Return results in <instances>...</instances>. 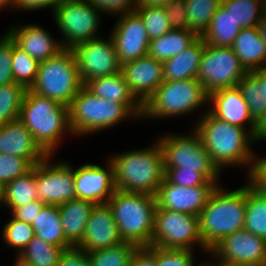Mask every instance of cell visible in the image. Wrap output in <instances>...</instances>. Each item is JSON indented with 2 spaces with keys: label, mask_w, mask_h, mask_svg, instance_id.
Masks as SVG:
<instances>
[{
  "label": "cell",
  "mask_w": 266,
  "mask_h": 266,
  "mask_svg": "<svg viewBox=\"0 0 266 266\" xmlns=\"http://www.w3.org/2000/svg\"><path fill=\"white\" fill-rule=\"evenodd\" d=\"M193 126L204 148L210 154L212 162L220 171L223 167L234 168L242 165L248 166L249 175L255 152L251 145L254 144L253 136L248 130L218 119L208 109L200 114V118L198 117Z\"/></svg>",
  "instance_id": "cell-1"
},
{
  "label": "cell",
  "mask_w": 266,
  "mask_h": 266,
  "mask_svg": "<svg viewBox=\"0 0 266 266\" xmlns=\"http://www.w3.org/2000/svg\"><path fill=\"white\" fill-rule=\"evenodd\" d=\"M108 159L113 165L116 190L155 196L165 179L163 152L158 139L150 147L130 149Z\"/></svg>",
  "instance_id": "cell-2"
},
{
  "label": "cell",
  "mask_w": 266,
  "mask_h": 266,
  "mask_svg": "<svg viewBox=\"0 0 266 266\" xmlns=\"http://www.w3.org/2000/svg\"><path fill=\"white\" fill-rule=\"evenodd\" d=\"M69 109V123L73 136H86L103 132L126 119H141V103H118L97 97L84 86L73 98Z\"/></svg>",
  "instance_id": "cell-3"
},
{
  "label": "cell",
  "mask_w": 266,
  "mask_h": 266,
  "mask_svg": "<svg viewBox=\"0 0 266 266\" xmlns=\"http://www.w3.org/2000/svg\"><path fill=\"white\" fill-rule=\"evenodd\" d=\"M19 120L31 132L35 141L48 154H55L58 143L73 132L69 123L68 106L27 89L22 101Z\"/></svg>",
  "instance_id": "cell-4"
},
{
  "label": "cell",
  "mask_w": 266,
  "mask_h": 266,
  "mask_svg": "<svg viewBox=\"0 0 266 266\" xmlns=\"http://www.w3.org/2000/svg\"><path fill=\"white\" fill-rule=\"evenodd\" d=\"M245 211L246 183L231 191L218 185L199 214L205 247L211 250L228 234L244 229Z\"/></svg>",
  "instance_id": "cell-5"
},
{
  "label": "cell",
  "mask_w": 266,
  "mask_h": 266,
  "mask_svg": "<svg viewBox=\"0 0 266 266\" xmlns=\"http://www.w3.org/2000/svg\"><path fill=\"white\" fill-rule=\"evenodd\" d=\"M107 203L123 242L151 246L157 206L154 195L115 190Z\"/></svg>",
  "instance_id": "cell-6"
},
{
  "label": "cell",
  "mask_w": 266,
  "mask_h": 266,
  "mask_svg": "<svg viewBox=\"0 0 266 266\" xmlns=\"http://www.w3.org/2000/svg\"><path fill=\"white\" fill-rule=\"evenodd\" d=\"M204 105L208 106V95L197 78L164 80L143 105L142 118L183 117L194 111L199 112V108Z\"/></svg>",
  "instance_id": "cell-7"
},
{
  "label": "cell",
  "mask_w": 266,
  "mask_h": 266,
  "mask_svg": "<svg viewBox=\"0 0 266 266\" xmlns=\"http://www.w3.org/2000/svg\"><path fill=\"white\" fill-rule=\"evenodd\" d=\"M83 87L75 53L63 49L56 56L39 62L37 78L30 90L69 106Z\"/></svg>",
  "instance_id": "cell-8"
},
{
  "label": "cell",
  "mask_w": 266,
  "mask_h": 266,
  "mask_svg": "<svg viewBox=\"0 0 266 266\" xmlns=\"http://www.w3.org/2000/svg\"><path fill=\"white\" fill-rule=\"evenodd\" d=\"M164 158V168L193 170L208 181H219L221 171L212 162L199 134L193 129L190 134H164L158 140Z\"/></svg>",
  "instance_id": "cell-9"
},
{
  "label": "cell",
  "mask_w": 266,
  "mask_h": 266,
  "mask_svg": "<svg viewBox=\"0 0 266 266\" xmlns=\"http://www.w3.org/2000/svg\"><path fill=\"white\" fill-rule=\"evenodd\" d=\"M151 245L163 249L193 250L199 246L208 252L200 234L199 216L156 206Z\"/></svg>",
  "instance_id": "cell-10"
},
{
  "label": "cell",
  "mask_w": 266,
  "mask_h": 266,
  "mask_svg": "<svg viewBox=\"0 0 266 266\" xmlns=\"http://www.w3.org/2000/svg\"><path fill=\"white\" fill-rule=\"evenodd\" d=\"M52 14L62 35L59 41L64 49H73L80 43L100 37L102 14L87 0H62Z\"/></svg>",
  "instance_id": "cell-11"
},
{
  "label": "cell",
  "mask_w": 266,
  "mask_h": 266,
  "mask_svg": "<svg viewBox=\"0 0 266 266\" xmlns=\"http://www.w3.org/2000/svg\"><path fill=\"white\" fill-rule=\"evenodd\" d=\"M247 74L232 47L205 45L197 79L208 96L221 89L236 87Z\"/></svg>",
  "instance_id": "cell-12"
},
{
  "label": "cell",
  "mask_w": 266,
  "mask_h": 266,
  "mask_svg": "<svg viewBox=\"0 0 266 266\" xmlns=\"http://www.w3.org/2000/svg\"><path fill=\"white\" fill-rule=\"evenodd\" d=\"M54 155H48L35 164L37 199L45 205H60L77 199L74 186V166L58 160L51 163Z\"/></svg>",
  "instance_id": "cell-13"
},
{
  "label": "cell",
  "mask_w": 266,
  "mask_h": 266,
  "mask_svg": "<svg viewBox=\"0 0 266 266\" xmlns=\"http://www.w3.org/2000/svg\"><path fill=\"white\" fill-rule=\"evenodd\" d=\"M78 65L83 86L98 77L111 76L121 72V64L112 37H102L80 43L72 49Z\"/></svg>",
  "instance_id": "cell-14"
},
{
  "label": "cell",
  "mask_w": 266,
  "mask_h": 266,
  "mask_svg": "<svg viewBox=\"0 0 266 266\" xmlns=\"http://www.w3.org/2000/svg\"><path fill=\"white\" fill-rule=\"evenodd\" d=\"M219 182L208 181L204 185L184 187L164 179L155 194L156 205L162 209L199 216L212 192L222 185Z\"/></svg>",
  "instance_id": "cell-15"
},
{
  "label": "cell",
  "mask_w": 266,
  "mask_h": 266,
  "mask_svg": "<svg viewBox=\"0 0 266 266\" xmlns=\"http://www.w3.org/2000/svg\"><path fill=\"white\" fill-rule=\"evenodd\" d=\"M109 36L113 39L121 65L148 54L150 39L143 19L136 11L118 16Z\"/></svg>",
  "instance_id": "cell-16"
},
{
  "label": "cell",
  "mask_w": 266,
  "mask_h": 266,
  "mask_svg": "<svg viewBox=\"0 0 266 266\" xmlns=\"http://www.w3.org/2000/svg\"><path fill=\"white\" fill-rule=\"evenodd\" d=\"M211 251L225 261L261 266L266 262V239L242 229L228 234Z\"/></svg>",
  "instance_id": "cell-17"
},
{
  "label": "cell",
  "mask_w": 266,
  "mask_h": 266,
  "mask_svg": "<svg viewBox=\"0 0 266 266\" xmlns=\"http://www.w3.org/2000/svg\"><path fill=\"white\" fill-rule=\"evenodd\" d=\"M107 164L102 167L98 164L89 163L74 168V186L77 199L88 200L94 204L108 202L116 188L113 165L110 161Z\"/></svg>",
  "instance_id": "cell-18"
},
{
  "label": "cell",
  "mask_w": 266,
  "mask_h": 266,
  "mask_svg": "<svg viewBox=\"0 0 266 266\" xmlns=\"http://www.w3.org/2000/svg\"><path fill=\"white\" fill-rule=\"evenodd\" d=\"M122 242L109 204H95L90 212L83 238L76 247L90 253Z\"/></svg>",
  "instance_id": "cell-19"
},
{
  "label": "cell",
  "mask_w": 266,
  "mask_h": 266,
  "mask_svg": "<svg viewBox=\"0 0 266 266\" xmlns=\"http://www.w3.org/2000/svg\"><path fill=\"white\" fill-rule=\"evenodd\" d=\"M121 73L135 98L144 105L163 83V63L144 56L121 65Z\"/></svg>",
  "instance_id": "cell-20"
},
{
  "label": "cell",
  "mask_w": 266,
  "mask_h": 266,
  "mask_svg": "<svg viewBox=\"0 0 266 266\" xmlns=\"http://www.w3.org/2000/svg\"><path fill=\"white\" fill-rule=\"evenodd\" d=\"M208 105V111L212 115L246 130L249 127L248 132L253 136L256 122L252 119L248 105L237 86L211 93L208 96Z\"/></svg>",
  "instance_id": "cell-21"
},
{
  "label": "cell",
  "mask_w": 266,
  "mask_h": 266,
  "mask_svg": "<svg viewBox=\"0 0 266 266\" xmlns=\"http://www.w3.org/2000/svg\"><path fill=\"white\" fill-rule=\"evenodd\" d=\"M6 33L20 49L38 62L52 58L64 49L61 42L41 25L11 26Z\"/></svg>",
  "instance_id": "cell-22"
},
{
  "label": "cell",
  "mask_w": 266,
  "mask_h": 266,
  "mask_svg": "<svg viewBox=\"0 0 266 266\" xmlns=\"http://www.w3.org/2000/svg\"><path fill=\"white\" fill-rule=\"evenodd\" d=\"M0 153L25 158L33 166L48 156L19 119L0 125Z\"/></svg>",
  "instance_id": "cell-23"
},
{
  "label": "cell",
  "mask_w": 266,
  "mask_h": 266,
  "mask_svg": "<svg viewBox=\"0 0 266 266\" xmlns=\"http://www.w3.org/2000/svg\"><path fill=\"white\" fill-rule=\"evenodd\" d=\"M206 43L198 37L187 49L163 61V77L168 81L197 78Z\"/></svg>",
  "instance_id": "cell-24"
},
{
  "label": "cell",
  "mask_w": 266,
  "mask_h": 266,
  "mask_svg": "<svg viewBox=\"0 0 266 266\" xmlns=\"http://www.w3.org/2000/svg\"><path fill=\"white\" fill-rule=\"evenodd\" d=\"M94 203L73 199L58 205L65 239L74 247L82 238Z\"/></svg>",
  "instance_id": "cell-25"
},
{
  "label": "cell",
  "mask_w": 266,
  "mask_h": 266,
  "mask_svg": "<svg viewBox=\"0 0 266 266\" xmlns=\"http://www.w3.org/2000/svg\"><path fill=\"white\" fill-rule=\"evenodd\" d=\"M231 47L248 73L266 64V44L257 27L242 28Z\"/></svg>",
  "instance_id": "cell-26"
},
{
  "label": "cell",
  "mask_w": 266,
  "mask_h": 266,
  "mask_svg": "<svg viewBox=\"0 0 266 266\" xmlns=\"http://www.w3.org/2000/svg\"><path fill=\"white\" fill-rule=\"evenodd\" d=\"M31 226L43 241L65 249L73 247L65 239L58 205H44Z\"/></svg>",
  "instance_id": "cell-27"
},
{
  "label": "cell",
  "mask_w": 266,
  "mask_h": 266,
  "mask_svg": "<svg viewBox=\"0 0 266 266\" xmlns=\"http://www.w3.org/2000/svg\"><path fill=\"white\" fill-rule=\"evenodd\" d=\"M198 36L192 30L171 29L149 43L148 56L166 61L187 49Z\"/></svg>",
  "instance_id": "cell-28"
},
{
  "label": "cell",
  "mask_w": 266,
  "mask_h": 266,
  "mask_svg": "<svg viewBox=\"0 0 266 266\" xmlns=\"http://www.w3.org/2000/svg\"><path fill=\"white\" fill-rule=\"evenodd\" d=\"M241 29L240 24L220 5L201 38L211 46L231 47Z\"/></svg>",
  "instance_id": "cell-29"
},
{
  "label": "cell",
  "mask_w": 266,
  "mask_h": 266,
  "mask_svg": "<svg viewBox=\"0 0 266 266\" xmlns=\"http://www.w3.org/2000/svg\"><path fill=\"white\" fill-rule=\"evenodd\" d=\"M84 87L93 95L107 100L118 103H140L131 93L121 72L92 79Z\"/></svg>",
  "instance_id": "cell-30"
},
{
  "label": "cell",
  "mask_w": 266,
  "mask_h": 266,
  "mask_svg": "<svg viewBox=\"0 0 266 266\" xmlns=\"http://www.w3.org/2000/svg\"><path fill=\"white\" fill-rule=\"evenodd\" d=\"M34 200H37L35 165L29 172L4 186L2 205L12 211L15 207L26 205Z\"/></svg>",
  "instance_id": "cell-31"
},
{
  "label": "cell",
  "mask_w": 266,
  "mask_h": 266,
  "mask_svg": "<svg viewBox=\"0 0 266 266\" xmlns=\"http://www.w3.org/2000/svg\"><path fill=\"white\" fill-rule=\"evenodd\" d=\"M244 229L266 239V196L246 182V211Z\"/></svg>",
  "instance_id": "cell-32"
},
{
  "label": "cell",
  "mask_w": 266,
  "mask_h": 266,
  "mask_svg": "<svg viewBox=\"0 0 266 266\" xmlns=\"http://www.w3.org/2000/svg\"><path fill=\"white\" fill-rule=\"evenodd\" d=\"M221 5L242 28L256 27L266 13V0H221Z\"/></svg>",
  "instance_id": "cell-33"
},
{
  "label": "cell",
  "mask_w": 266,
  "mask_h": 266,
  "mask_svg": "<svg viewBox=\"0 0 266 266\" xmlns=\"http://www.w3.org/2000/svg\"><path fill=\"white\" fill-rule=\"evenodd\" d=\"M64 251V247L52 245L34 236L18 257L32 266H57Z\"/></svg>",
  "instance_id": "cell-34"
},
{
  "label": "cell",
  "mask_w": 266,
  "mask_h": 266,
  "mask_svg": "<svg viewBox=\"0 0 266 266\" xmlns=\"http://www.w3.org/2000/svg\"><path fill=\"white\" fill-rule=\"evenodd\" d=\"M220 5L221 0H185L188 28L201 37Z\"/></svg>",
  "instance_id": "cell-35"
},
{
  "label": "cell",
  "mask_w": 266,
  "mask_h": 266,
  "mask_svg": "<svg viewBox=\"0 0 266 266\" xmlns=\"http://www.w3.org/2000/svg\"><path fill=\"white\" fill-rule=\"evenodd\" d=\"M138 247L128 242L87 253L90 266H130Z\"/></svg>",
  "instance_id": "cell-36"
},
{
  "label": "cell",
  "mask_w": 266,
  "mask_h": 266,
  "mask_svg": "<svg viewBox=\"0 0 266 266\" xmlns=\"http://www.w3.org/2000/svg\"><path fill=\"white\" fill-rule=\"evenodd\" d=\"M39 62L20 49L13 41L12 72L14 82L30 89L37 78Z\"/></svg>",
  "instance_id": "cell-37"
},
{
  "label": "cell",
  "mask_w": 266,
  "mask_h": 266,
  "mask_svg": "<svg viewBox=\"0 0 266 266\" xmlns=\"http://www.w3.org/2000/svg\"><path fill=\"white\" fill-rule=\"evenodd\" d=\"M26 89L15 82L0 86V125L19 119Z\"/></svg>",
  "instance_id": "cell-38"
},
{
  "label": "cell",
  "mask_w": 266,
  "mask_h": 266,
  "mask_svg": "<svg viewBox=\"0 0 266 266\" xmlns=\"http://www.w3.org/2000/svg\"><path fill=\"white\" fill-rule=\"evenodd\" d=\"M237 88L248 105L252 119L258 122L266 112L265 94L260 83L248 73L237 83Z\"/></svg>",
  "instance_id": "cell-39"
},
{
  "label": "cell",
  "mask_w": 266,
  "mask_h": 266,
  "mask_svg": "<svg viewBox=\"0 0 266 266\" xmlns=\"http://www.w3.org/2000/svg\"><path fill=\"white\" fill-rule=\"evenodd\" d=\"M135 11L143 19L150 41L159 38L171 30L164 6L138 4Z\"/></svg>",
  "instance_id": "cell-40"
},
{
  "label": "cell",
  "mask_w": 266,
  "mask_h": 266,
  "mask_svg": "<svg viewBox=\"0 0 266 266\" xmlns=\"http://www.w3.org/2000/svg\"><path fill=\"white\" fill-rule=\"evenodd\" d=\"M2 239L7 247L17 250V255L19 256L22 251L26 248L28 243L35 236V231L33 230L30 223H26L17 220L11 216V219L3 226Z\"/></svg>",
  "instance_id": "cell-41"
},
{
  "label": "cell",
  "mask_w": 266,
  "mask_h": 266,
  "mask_svg": "<svg viewBox=\"0 0 266 266\" xmlns=\"http://www.w3.org/2000/svg\"><path fill=\"white\" fill-rule=\"evenodd\" d=\"M33 165L25 158L0 153V183H7L29 172Z\"/></svg>",
  "instance_id": "cell-42"
},
{
  "label": "cell",
  "mask_w": 266,
  "mask_h": 266,
  "mask_svg": "<svg viewBox=\"0 0 266 266\" xmlns=\"http://www.w3.org/2000/svg\"><path fill=\"white\" fill-rule=\"evenodd\" d=\"M194 250L163 249L156 247V266H193Z\"/></svg>",
  "instance_id": "cell-43"
},
{
  "label": "cell",
  "mask_w": 266,
  "mask_h": 266,
  "mask_svg": "<svg viewBox=\"0 0 266 266\" xmlns=\"http://www.w3.org/2000/svg\"><path fill=\"white\" fill-rule=\"evenodd\" d=\"M13 40L5 32L0 36V86L14 82L12 72Z\"/></svg>",
  "instance_id": "cell-44"
},
{
  "label": "cell",
  "mask_w": 266,
  "mask_h": 266,
  "mask_svg": "<svg viewBox=\"0 0 266 266\" xmlns=\"http://www.w3.org/2000/svg\"><path fill=\"white\" fill-rule=\"evenodd\" d=\"M96 10L113 16L125 15L135 11L138 7V0H87Z\"/></svg>",
  "instance_id": "cell-45"
},
{
  "label": "cell",
  "mask_w": 266,
  "mask_h": 266,
  "mask_svg": "<svg viewBox=\"0 0 266 266\" xmlns=\"http://www.w3.org/2000/svg\"><path fill=\"white\" fill-rule=\"evenodd\" d=\"M165 179L175 185L191 187L204 185L208 180L199 172L193 170H178L177 168H164Z\"/></svg>",
  "instance_id": "cell-46"
},
{
  "label": "cell",
  "mask_w": 266,
  "mask_h": 266,
  "mask_svg": "<svg viewBox=\"0 0 266 266\" xmlns=\"http://www.w3.org/2000/svg\"><path fill=\"white\" fill-rule=\"evenodd\" d=\"M164 8L171 29L190 30L188 28L185 0H171Z\"/></svg>",
  "instance_id": "cell-47"
},
{
  "label": "cell",
  "mask_w": 266,
  "mask_h": 266,
  "mask_svg": "<svg viewBox=\"0 0 266 266\" xmlns=\"http://www.w3.org/2000/svg\"><path fill=\"white\" fill-rule=\"evenodd\" d=\"M255 154L252 169L249 173L248 180L253 188L261 195L266 196V157H259Z\"/></svg>",
  "instance_id": "cell-48"
},
{
  "label": "cell",
  "mask_w": 266,
  "mask_h": 266,
  "mask_svg": "<svg viewBox=\"0 0 266 266\" xmlns=\"http://www.w3.org/2000/svg\"><path fill=\"white\" fill-rule=\"evenodd\" d=\"M44 205V203L37 199L26 205L15 207L11 212V216L17 220L31 224Z\"/></svg>",
  "instance_id": "cell-49"
},
{
  "label": "cell",
  "mask_w": 266,
  "mask_h": 266,
  "mask_svg": "<svg viewBox=\"0 0 266 266\" xmlns=\"http://www.w3.org/2000/svg\"><path fill=\"white\" fill-rule=\"evenodd\" d=\"M57 266H90L87 253L74 246L65 249Z\"/></svg>",
  "instance_id": "cell-50"
},
{
  "label": "cell",
  "mask_w": 266,
  "mask_h": 266,
  "mask_svg": "<svg viewBox=\"0 0 266 266\" xmlns=\"http://www.w3.org/2000/svg\"><path fill=\"white\" fill-rule=\"evenodd\" d=\"M62 0H13V8L18 9V11L22 10L24 12L31 10H41L44 8H51L52 12H54L55 7Z\"/></svg>",
  "instance_id": "cell-51"
},
{
  "label": "cell",
  "mask_w": 266,
  "mask_h": 266,
  "mask_svg": "<svg viewBox=\"0 0 266 266\" xmlns=\"http://www.w3.org/2000/svg\"><path fill=\"white\" fill-rule=\"evenodd\" d=\"M130 266H156V246L138 247L132 255Z\"/></svg>",
  "instance_id": "cell-52"
},
{
  "label": "cell",
  "mask_w": 266,
  "mask_h": 266,
  "mask_svg": "<svg viewBox=\"0 0 266 266\" xmlns=\"http://www.w3.org/2000/svg\"><path fill=\"white\" fill-rule=\"evenodd\" d=\"M253 140L254 142L257 141H264L266 140V112L265 114L260 118L258 122H256L255 131L253 134Z\"/></svg>",
  "instance_id": "cell-53"
},
{
  "label": "cell",
  "mask_w": 266,
  "mask_h": 266,
  "mask_svg": "<svg viewBox=\"0 0 266 266\" xmlns=\"http://www.w3.org/2000/svg\"><path fill=\"white\" fill-rule=\"evenodd\" d=\"M250 74L260 83L266 99V64H264L261 68L250 72Z\"/></svg>",
  "instance_id": "cell-54"
},
{
  "label": "cell",
  "mask_w": 266,
  "mask_h": 266,
  "mask_svg": "<svg viewBox=\"0 0 266 266\" xmlns=\"http://www.w3.org/2000/svg\"><path fill=\"white\" fill-rule=\"evenodd\" d=\"M259 36L263 39L266 44V13L262 16L261 20L257 24Z\"/></svg>",
  "instance_id": "cell-55"
},
{
  "label": "cell",
  "mask_w": 266,
  "mask_h": 266,
  "mask_svg": "<svg viewBox=\"0 0 266 266\" xmlns=\"http://www.w3.org/2000/svg\"><path fill=\"white\" fill-rule=\"evenodd\" d=\"M209 254V256H213L214 260L216 261V265L217 266H245V265H241L239 263H235V262H229V261H225L223 259L218 258L211 250H209L207 252V255Z\"/></svg>",
  "instance_id": "cell-56"
},
{
  "label": "cell",
  "mask_w": 266,
  "mask_h": 266,
  "mask_svg": "<svg viewBox=\"0 0 266 266\" xmlns=\"http://www.w3.org/2000/svg\"><path fill=\"white\" fill-rule=\"evenodd\" d=\"M171 0H138V4L151 5V6H165Z\"/></svg>",
  "instance_id": "cell-57"
},
{
  "label": "cell",
  "mask_w": 266,
  "mask_h": 266,
  "mask_svg": "<svg viewBox=\"0 0 266 266\" xmlns=\"http://www.w3.org/2000/svg\"><path fill=\"white\" fill-rule=\"evenodd\" d=\"M13 8V0H0V11L1 9Z\"/></svg>",
  "instance_id": "cell-58"
},
{
  "label": "cell",
  "mask_w": 266,
  "mask_h": 266,
  "mask_svg": "<svg viewBox=\"0 0 266 266\" xmlns=\"http://www.w3.org/2000/svg\"><path fill=\"white\" fill-rule=\"evenodd\" d=\"M13 266H32L31 264L24 262L20 257L16 256Z\"/></svg>",
  "instance_id": "cell-59"
},
{
  "label": "cell",
  "mask_w": 266,
  "mask_h": 266,
  "mask_svg": "<svg viewBox=\"0 0 266 266\" xmlns=\"http://www.w3.org/2000/svg\"><path fill=\"white\" fill-rule=\"evenodd\" d=\"M213 262V263H212ZM212 262H209V261H206V262H202L203 264H198V266H217L216 265V262L213 260ZM193 266H197V265H195V263H194V265Z\"/></svg>",
  "instance_id": "cell-60"
},
{
  "label": "cell",
  "mask_w": 266,
  "mask_h": 266,
  "mask_svg": "<svg viewBox=\"0 0 266 266\" xmlns=\"http://www.w3.org/2000/svg\"><path fill=\"white\" fill-rule=\"evenodd\" d=\"M3 196H4V186L0 183V206L3 202Z\"/></svg>",
  "instance_id": "cell-61"
}]
</instances>
